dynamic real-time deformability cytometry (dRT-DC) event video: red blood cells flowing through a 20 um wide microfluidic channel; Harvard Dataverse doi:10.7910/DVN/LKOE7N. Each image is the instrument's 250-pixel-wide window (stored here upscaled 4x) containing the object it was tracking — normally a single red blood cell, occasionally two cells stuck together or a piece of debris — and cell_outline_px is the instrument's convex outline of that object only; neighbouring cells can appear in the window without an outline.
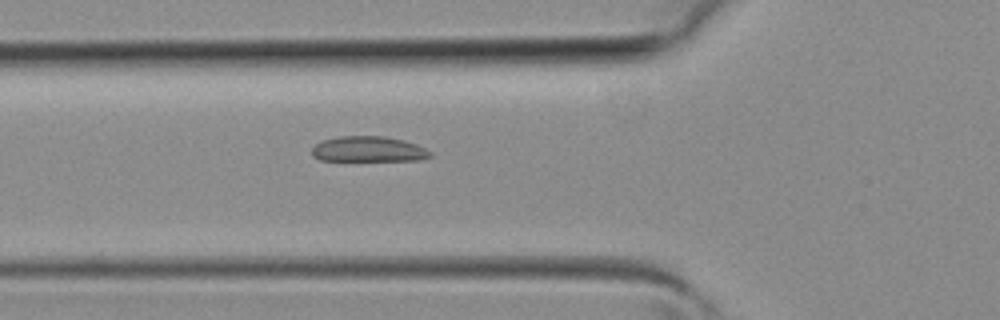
{"species": "common noctule bat (a hibernating species)", "species_latin": "Nyctalus noctula", "temperature_condition": "room temperature", "stored_images_in_passage": 40, "camera_frame_rate_fps": 3000, "um_per_image_px": 0.085, "animal": {"sex": "female", "body_mass_g": 19.3, "forearm_length_mm": 54.1}, "frame": {"image": 1, "passage_image": 14, "time_ms": 4.333, "image_size_px": [1000, 320], "cell_outline_px": [[432, 156], [420, 160], [320, 160], [312, 156], [312, 148], [316, 144], [324, 140], [340, 136], [384, 136], [404, 140], [416, 144], [432, 152]], "centroid_in_image_um": [31.33, 12.68], "position_along_channel_um": 94.5, "area_um2": 17.46}}
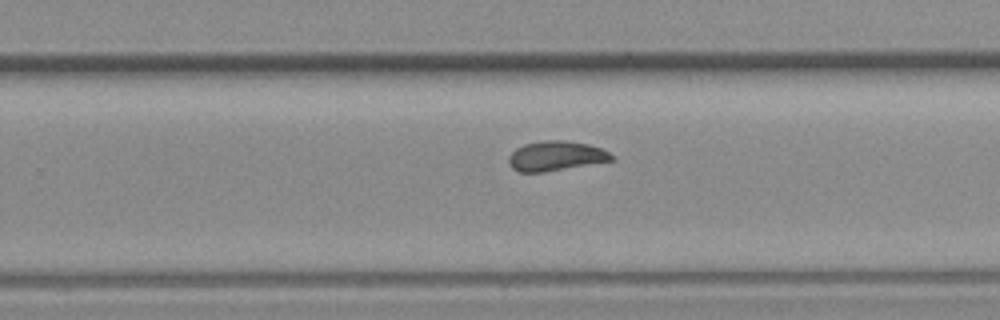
{"frame": {"image": 2, "passage_image": 25, "time_ms": 8.0, "image_size_px": [1000, 320], "cell_outline_px": [[616, 160], [544, 172], [516, 172], [508, 164], [508, 156], [516, 148], [524, 144], [544, 140], [564, 140], [588, 144], [600, 148], [608, 152]], "centroid_in_image_um": [47.21, 13.26], "position_along_channel_um": 282.6, "area_um2": 17.92}}
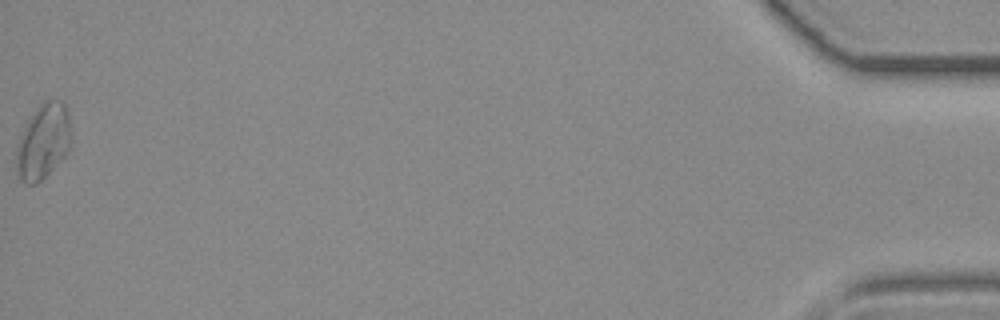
{"frame": {"image": 3, "passage_image": 40, "time_ms": 13.0, "image_size_px": [1000, 320], "cell_outline_px": [[72, 140], [64, 156], [36, 184], [24, 184], [20, 180], [16, 172], [16, 148], [20, 136], [28, 120], [40, 104], [44, 100], [60, 100], [64, 104], [68, 112], [72, 136]], "centroid_in_image_um": [3.66, 12.02], "position_along_channel_um": 431.5, "area_um2": 23.87}}